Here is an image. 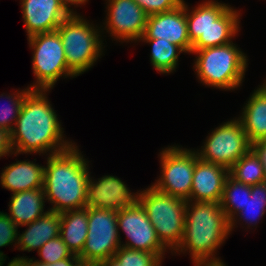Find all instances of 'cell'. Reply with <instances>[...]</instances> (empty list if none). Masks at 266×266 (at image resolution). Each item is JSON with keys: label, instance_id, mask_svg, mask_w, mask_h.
<instances>
[{"label": "cell", "instance_id": "26", "mask_svg": "<svg viewBox=\"0 0 266 266\" xmlns=\"http://www.w3.org/2000/svg\"><path fill=\"white\" fill-rule=\"evenodd\" d=\"M251 196V186L236 181L230 175L227 177L220 201L224 213L228 220L242 210L247 201V197Z\"/></svg>", "mask_w": 266, "mask_h": 266}, {"label": "cell", "instance_id": "24", "mask_svg": "<svg viewBox=\"0 0 266 266\" xmlns=\"http://www.w3.org/2000/svg\"><path fill=\"white\" fill-rule=\"evenodd\" d=\"M229 175L248 186L266 182L263 165L252 149L229 169Z\"/></svg>", "mask_w": 266, "mask_h": 266}, {"label": "cell", "instance_id": "31", "mask_svg": "<svg viewBox=\"0 0 266 266\" xmlns=\"http://www.w3.org/2000/svg\"><path fill=\"white\" fill-rule=\"evenodd\" d=\"M150 16L179 7L184 0H134Z\"/></svg>", "mask_w": 266, "mask_h": 266}, {"label": "cell", "instance_id": "16", "mask_svg": "<svg viewBox=\"0 0 266 266\" xmlns=\"http://www.w3.org/2000/svg\"><path fill=\"white\" fill-rule=\"evenodd\" d=\"M27 36L55 31L72 13L60 0H20Z\"/></svg>", "mask_w": 266, "mask_h": 266}, {"label": "cell", "instance_id": "5", "mask_svg": "<svg viewBox=\"0 0 266 266\" xmlns=\"http://www.w3.org/2000/svg\"><path fill=\"white\" fill-rule=\"evenodd\" d=\"M232 42L191 51L196 54L194 68L203 85L222 90H235L243 82L248 57Z\"/></svg>", "mask_w": 266, "mask_h": 266}, {"label": "cell", "instance_id": "17", "mask_svg": "<svg viewBox=\"0 0 266 266\" xmlns=\"http://www.w3.org/2000/svg\"><path fill=\"white\" fill-rule=\"evenodd\" d=\"M228 176L229 170L226 167L201 160L195 151L192 189L187 201L220 203Z\"/></svg>", "mask_w": 266, "mask_h": 266}, {"label": "cell", "instance_id": "35", "mask_svg": "<svg viewBox=\"0 0 266 266\" xmlns=\"http://www.w3.org/2000/svg\"><path fill=\"white\" fill-rule=\"evenodd\" d=\"M61 3L64 5V7L69 11L71 12L72 14H76L77 12L73 10V8L71 9V5H74V7H78V5H85V3L88 1V0H60ZM76 5V6H75Z\"/></svg>", "mask_w": 266, "mask_h": 266}, {"label": "cell", "instance_id": "10", "mask_svg": "<svg viewBox=\"0 0 266 266\" xmlns=\"http://www.w3.org/2000/svg\"><path fill=\"white\" fill-rule=\"evenodd\" d=\"M251 143L238 118L222 123L206 137L198 158L228 170L249 150Z\"/></svg>", "mask_w": 266, "mask_h": 266}, {"label": "cell", "instance_id": "25", "mask_svg": "<svg viewBox=\"0 0 266 266\" xmlns=\"http://www.w3.org/2000/svg\"><path fill=\"white\" fill-rule=\"evenodd\" d=\"M266 212V182L252 185L251 196L247 197L244 207L230 220V232L240 220L246 222L248 227L257 226V219L261 220ZM239 217V220L237 219ZM245 217V218H244ZM247 219V220H246ZM237 221V222H236ZM253 222V223H252ZM253 224V225H252Z\"/></svg>", "mask_w": 266, "mask_h": 266}, {"label": "cell", "instance_id": "9", "mask_svg": "<svg viewBox=\"0 0 266 266\" xmlns=\"http://www.w3.org/2000/svg\"><path fill=\"white\" fill-rule=\"evenodd\" d=\"M120 247L117 211L88 208L87 237L79 259L97 266L101 261L113 257Z\"/></svg>", "mask_w": 266, "mask_h": 266}, {"label": "cell", "instance_id": "34", "mask_svg": "<svg viewBox=\"0 0 266 266\" xmlns=\"http://www.w3.org/2000/svg\"><path fill=\"white\" fill-rule=\"evenodd\" d=\"M80 261L79 256L74 254L70 258H64L53 263V266H75Z\"/></svg>", "mask_w": 266, "mask_h": 266}, {"label": "cell", "instance_id": "12", "mask_svg": "<svg viewBox=\"0 0 266 266\" xmlns=\"http://www.w3.org/2000/svg\"><path fill=\"white\" fill-rule=\"evenodd\" d=\"M117 227L120 242H122L120 229L126 234L128 239L126 243L122 242L121 246L153 252L162 258L168 250L158 239L156 230L139 201L130 207L117 211Z\"/></svg>", "mask_w": 266, "mask_h": 266}, {"label": "cell", "instance_id": "6", "mask_svg": "<svg viewBox=\"0 0 266 266\" xmlns=\"http://www.w3.org/2000/svg\"><path fill=\"white\" fill-rule=\"evenodd\" d=\"M97 25L71 14L56 29L60 35L68 68L77 76L88 71L103 54V40Z\"/></svg>", "mask_w": 266, "mask_h": 266}, {"label": "cell", "instance_id": "32", "mask_svg": "<svg viewBox=\"0 0 266 266\" xmlns=\"http://www.w3.org/2000/svg\"><path fill=\"white\" fill-rule=\"evenodd\" d=\"M9 154H14L10 143V133L0 128V158Z\"/></svg>", "mask_w": 266, "mask_h": 266}, {"label": "cell", "instance_id": "14", "mask_svg": "<svg viewBox=\"0 0 266 266\" xmlns=\"http://www.w3.org/2000/svg\"><path fill=\"white\" fill-rule=\"evenodd\" d=\"M136 193H131L117 176L105 175L95 180L89 174L85 207L118 211L134 205L138 201Z\"/></svg>", "mask_w": 266, "mask_h": 266}, {"label": "cell", "instance_id": "37", "mask_svg": "<svg viewBox=\"0 0 266 266\" xmlns=\"http://www.w3.org/2000/svg\"><path fill=\"white\" fill-rule=\"evenodd\" d=\"M97 266H122L114 257L101 261Z\"/></svg>", "mask_w": 266, "mask_h": 266}, {"label": "cell", "instance_id": "7", "mask_svg": "<svg viewBox=\"0 0 266 266\" xmlns=\"http://www.w3.org/2000/svg\"><path fill=\"white\" fill-rule=\"evenodd\" d=\"M138 201L144 207L158 239L173 253L183 238L187 201L164 194L153 186L138 191Z\"/></svg>", "mask_w": 266, "mask_h": 266}, {"label": "cell", "instance_id": "18", "mask_svg": "<svg viewBox=\"0 0 266 266\" xmlns=\"http://www.w3.org/2000/svg\"><path fill=\"white\" fill-rule=\"evenodd\" d=\"M35 163L18 160L4 167L0 175L2 188L11 191V194L43 188L44 166Z\"/></svg>", "mask_w": 266, "mask_h": 266}, {"label": "cell", "instance_id": "13", "mask_svg": "<svg viewBox=\"0 0 266 266\" xmlns=\"http://www.w3.org/2000/svg\"><path fill=\"white\" fill-rule=\"evenodd\" d=\"M107 16L101 32L119 42H139L146 30L148 15L134 0H106Z\"/></svg>", "mask_w": 266, "mask_h": 266}, {"label": "cell", "instance_id": "28", "mask_svg": "<svg viewBox=\"0 0 266 266\" xmlns=\"http://www.w3.org/2000/svg\"><path fill=\"white\" fill-rule=\"evenodd\" d=\"M31 91L29 87L24 88L9 95L1 94V99L5 97L10 102L7 107L0 110V128L6 129L9 133L13 130L25 96ZM5 94V96H4ZM11 106V107H10Z\"/></svg>", "mask_w": 266, "mask_h": 266}, {"label": "cell", "instance_id": "30", "mask_svg": "<svg viewBox=\"0 0 266 266\" xmlns=\"http://www.w3.org/2000/svg\"><path fill=\"white\" fill-rule=\"evenodd\" d=\"M15 242V243H14ZM18 242V226L13 223V220L5 212L0 211V248L15 245ZM6 255L0 251V266H3L6 260Z\"/></svg>", "mask_w": 266, "mask_h": 266}, {"label": "cell", "instance_id": "22", "mask_svg": "<svg viewBox=\"0 0 266 266\" xmlns=\"http://www.w3.org/2000/svg\"><path fill=\"white\" fill-rule=\"evenodd\" d=\"M238 119L251 144L266 139V99L257 89L249 97Z\"/></svg>", "mask_w": 266, "mask_h": 266}, {"label": "cell", "instance_id": "41", "mask_svg": "<svg viewBox=\"0 0 266 266\" xmlns=\"http://www.w3.org/2000/svg\"><path fill=\"white\" fill-rule=\"evenodd\" d=\"M75 266H93V265L85 263V262L80 260Z\"/></svg>", "mask_w": 266, "mask_h": 266}, {"label": "cell", "instance_id": "36", "mask_svg": "<svg viewBox=\"0 0 266 266\" xmlns=\"http://www.w3.org/2000/svg\"><path fill=\"white\" fill-rule=\"evenodd\" d=\"M7 266H30V259L26 256L14 257L13 260L8 262Z\"/></svg>", "mask_w": 266, "mask_h": 266}, {"label": "cell", "instance_id": "15", "mask_svg": "<svg viewBox=\"0 0 266 266\" xmlns=\"http://www.w3.org/2000/svg\"><path fill=\"white\" fill-rule=\"evenodd\" d=\"M159 38L179 46L184 53L191 54L185 1L176 9L148 16L146 30L141 39Z\"/></svg>", "mask_w": 266, "mask_h": 266}, {"label": "cell", "instance_id": "3", "mask_svg": "<svg viewBox=\"0 0 266 266\" xmlns=\"http://www.w3.org/2000/svg\"><path fill=\"white\" fill-rule=\"evenodd\" d=\"M230 234V221L220 203L187 201L183 238L173 252L188 251L194 265L222 262L216 251Z\"/></svg>", "mask_w": 266, "mask_h": 266}, {"label": "cell", "instance_id": "38", "mask_svg": "<svg viewBox=\"0 0 266 266\" xmlns=\"http://www.w3.org/2000/svg\"><path fill=\"white\" fill-rule=\"evenodd\" d=\"M194 266H226L224 262H209V263H199Z\"/></svg>", "mask_w": 266, "mask_h": 266}, {"label": "cell", "instance_id": "29", "mask_svg": "<svg viewBox=\"0 0 266 266\" xmlns=\"http://www.w3.org/2000/svg\"><path fill=\"white\" fill-rule=\"evenodd\" d=\"M37 253L40 256V260L37 259V261L45 264H53L59 260L70 258L74 255L61 239L60 235L47 241Z\"/></svg>", "mask_w": 266, "mask_h": 266}, {"label": "cell", "instance_id": "27", "mask_svg": "<svg viewBox=\"0 0 266 266\" xmlns=\"http://www.w3.org/2000/svg\"><path fill=\"white\" fill-rule=\"evenodd\" d=\"M122 266H161L162 258L153 252L121 246L113 256Z\"/></svg>", "mask_w": 266, "mask_h": 266}, {"label": "cell", "instance_id": "33", "mask_svg": "<svg viewBox=\"0 0 266 266\" xmlns=\"http://www.w3.org/2000/svg\"><path fill=\"white\" fill-rule=\"evenodd\" d=\"M251 149L256 153V155L259 157L263 168H264V174L266 177V139L256 141L251 144Z\"/></svg>", "mask_w": 266, "mask_h": 266}, {"label": "cell", "instance_id": "11", "mask_svg": "<svg viewBox=\"0 0 266 266\" xmlns=\"http://www.w3.org/2000/svg\"><path fill=\"white\" fill-rule=\"evenodd\" d=\"M161 175L151 186L156 190L188 200L195 167V150L168 146L160 152Z\"/></svg>", "mask_w": 266, "mask_h": 266}, {"label": "cell", "instance_id": "23", "mask_svg": "<svg viewBox=\"0 0 266 266\" xmlns=\"http://www.w3.org/2000/svg\"><path fill=\"white\" fill-rule=\"evenodd\" d=\"M151 45L150 61L160 73H173L177 69L180 53L184 52L179 46L162 39H140Z\"/></svg>", "mask_w": 266, "mask_h": 266}, {"label": "cell", "instance_id": "40", "mask_svg": "<svg viewBox=\"0 0 266 266\" xmlns=\"http://www.w3.org/2000/svg\"><path fill=\"white\" fill-rule=\"evenodd\" d=\"M257 90L265 97L266 99V80H264L263 85H259V87H257Z\"/></svg>", "mask_w": 266, "mask_h": 266}, {"label": "cell", "instance_id": "2", "mask_svg": "<svg viewBox=\"0 0 266 266\" xmlns=\"http://www.w3.org/2000/svg\"><path fill=\"white\" fill-rule=\"evenodd\" d=\"M81 153L74 144L67 150L47 157L43 190L46 201L53 204L48 210L63 213L85 207L91 173L89 161Z\"/></svg>", "mask_w": 266, "mask_h": 266}, {"label": "cell", "instance_id": "8", "mask_svg": "<svg viewBox=\"0 0 266 266\" xmlns=\"http://www.w3.org/2000/svg\"><path fill=\"white\" fill-rule=\"evenodd\" d=\"M30 49H33L32 68L36 79L31 90L53 89L60 77L76 75L68 68L66 55L57 30L38 33L27 38Z\"/></svg>", "mask_w": 266, "mask_h": 266}, {"label": "cell", "instance_id": "39", "mask_svg": "<svg viewBox=\"0 0 266 266\" xmlns=\"http://www.w3.org/2000/svg\"><path fill=\"white\" fill-rule=\"evenodd\" d=\"M34 258H30V266H53V264H45V263H41L37 260H34Z\"/></svg>", "mask_w": 266, "mask_h": 266}, {"label": "cell", "instance_id": "21", "mask_svg": "<svg viewBox=\"0 0 266 266\" xmlns=\"http://www.w3.org/2000/svg\"><path fill=\"white\" fill-rule=\"evenodd\" d=\"M88 231V208L61 213L60 237L73 254L79 255L85 245Z\"/></svg>", "mask_w": 266, "mask_h": 266}, {"label": "cell", "instance_id": "20", "mask_svg": "<svg viewBox=\"0 0 266 266\" xmlns=\"http://www.w3.org/2000/svg\"><path fill=\"white\" fill-rule=\"evenodd\" d=\"M44 200L46 198L43 188L14 193L8 205L10 214L7 215L18 227L28 225L48 212H44Z\"/></svg>", "mask_w": 266, "mask_h": 266}, {"label": "cell", "instance_id": "1", "mask_svg": "<svg viewBox=\"0 0 266 266\" xmlns=\"http://www.w3.org/2000/svg\"><path fill=\"white\" fill-rule=\"evenodd\" d=\"M47 92L31 90L25 96L15 126L10 132L14 156L22 153L50 155L75 144L63 138L64 128L46 96Z\"/></svg>", "mask_w": 266, "mask_h": 266}, {"label": "cell", "instance_id": "4", "mask_svg": "<svg viewBox=\"0 0 266 266\" xmlns=\"http://www.w3.org/2000/svg\"><path fill=\"white\" fill-rule=\"evenodd\" d=\"M189 9L186 4L191 51L228 44L240 30V11L228 4L205 0L192 8L191 12Z\"/></svg>", "mask_w": 266, "mask_h": 266}, {"label": "cell", "instance_id": "19", "mask_svg": "<svg viewBox=\"0 0 266 266\" xmlns=\"http://www.w3.org/2000/svg\"><path fill=\"white\" fill-rule=\"evenodd\" d=\"M61 213L48 212L29 223L22 234L18 232L17 249L20 251L39 250L47 241L59 236Z\"/></svg>", "mask_w": 266, "mask_h": 266}]
</instances>
